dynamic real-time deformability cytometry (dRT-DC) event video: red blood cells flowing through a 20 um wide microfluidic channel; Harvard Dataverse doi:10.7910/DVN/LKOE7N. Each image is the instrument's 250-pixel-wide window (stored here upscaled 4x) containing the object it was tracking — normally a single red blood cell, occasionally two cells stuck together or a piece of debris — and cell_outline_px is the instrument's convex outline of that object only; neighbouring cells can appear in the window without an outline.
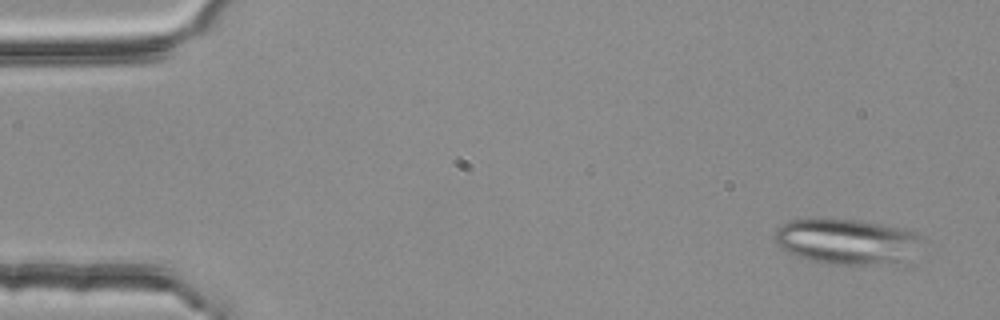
{"species": "common noctule bat (a hibernating species)", "species_latin": "Nyctalus noctula", "temperature_condition": "room temperature", "stored_images_in_passage": 53, "segment_of_instrument_passage": [1, 2], "camera_frame_rate_fps": 3000, "um_per_image_px": 0.085, "animal": {"sex": "female", "body_mass_g": 25.1}, "frame": {"image": 1, "passage_image": 3, "time_ms": 0.667, "image_size_px": [1000, 320], "cell_outline_px": [[924, 236], [912, 268], [904, 268], [832, 264], [808, 260], [784, 252], [780, 248], [776, 240], [776, 228], [788, 220], [860, 220], [900, 228], [916, 232]], "centroid_in_image_um": [72.22, 20.64], "position_along_channel_um": 12.8, "area_um2": 41.1}}